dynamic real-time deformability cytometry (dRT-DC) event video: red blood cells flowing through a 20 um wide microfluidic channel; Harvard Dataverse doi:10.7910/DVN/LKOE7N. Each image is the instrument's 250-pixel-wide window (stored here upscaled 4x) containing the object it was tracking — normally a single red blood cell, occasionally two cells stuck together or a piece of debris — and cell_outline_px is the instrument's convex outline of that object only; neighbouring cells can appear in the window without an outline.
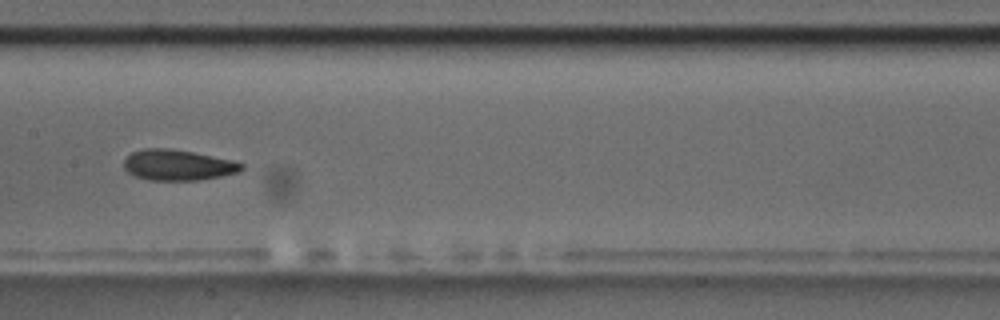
{"species": "common noctule bat (a hibernating species)", "species_latin": "Nyctalus noctula", "temperature_condition": "room temperature", "stored_images_in_passage": 23, "camera_frame_rate_fps": 3000, "um_per_image_px": 0.085, "animal": {"sex": "male", "body_mass_g": 17.5, "forearm_length_mm": 52.3}, "frame": {"image": 1, "passage_image": 14, "time_ms": 4.333, "image_size_px": [1000, 320], "cell_outline_px": [[244, 168], [240, 172], [200, 180], [148, 180], [136, 176], [128, 172], [124, 168], [124, 160], [132, 152], [144, 148], [168, 148], [192, 152], [232, 160], [244, 164]], "centroid_in_image_um": [15.12, 14.03], "position_along_channel_um": 192.3, "area_um2": 20.98}}
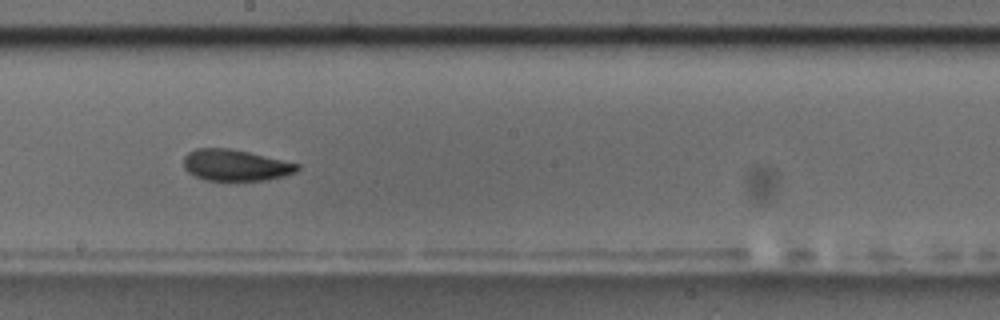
{"frame": {"image": 2, "passage_image": 17, "time_ms": 5.333, "image_size_px": [1000, 320], "cell_outline_px": [[300, 168], [296, 172], [284, 176], [264, 180], [204, 180], [188, 172], [184, 168], [184, 156], [188, 152], [196, 148], [228, 148], [248, 152], [300, 164]], "centroid_in_image_um": [20.01, 14.04], "position_along_channel_um": 228.2, "area_um2": 20.63}}
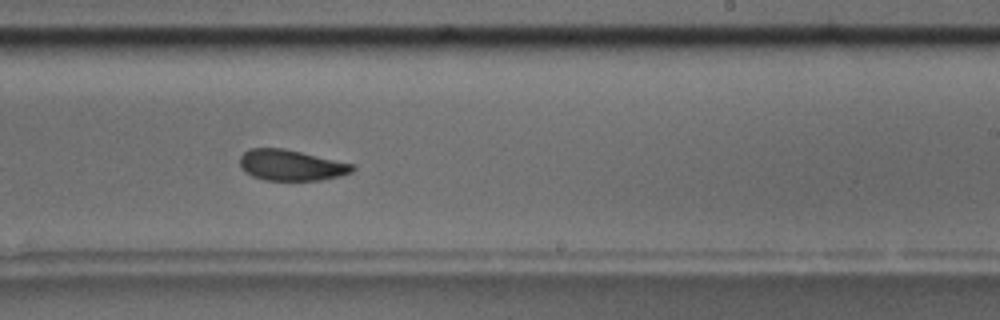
{"frame": {"image": 3, "passage_image": 20, "time_ms": 6.333, "image_size_px": [1000, 320], "cell_outline_px": [[356, 168], [352, 172], [340, 176], [320, 180], [264, 180], [252, 176], [244, 172], [240, 168], [240, 156], [248, 148], [284, 148], [352, 164]], "centroid_in_image_um": [24.7, 14.04], "position_along_channel_um": 264.3, "area_um2": 20.23}}